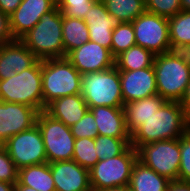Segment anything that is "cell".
Here are the masks:
<instances>
[{
  "label": "cell",
  "mask_w": 190,
  "mask_h": 191,
  "mask_svg": "<svg viewBox=\"0 0 190 191\" xmlns=\"http://www.w3.org/2000/svg\"><path fill=\"white\" fill-rule=\"evenodd\" d=\"M18 182L38 191H56L48 162L20 168Z\"/></svg>",
  "instance_id": "603a6c76"
},
{
  "label": "cell",
  "mask_w": 190,
  "mask_h": 191,
  "mask_svg": "<svg viewBox=\"0 0 190 191\" xmlns=\"http://www.w3.org/2000/svg\"><path fill=\"white\" fill-rule=\"evenodd\" d=\"M89 110L84 98L80 94L60 97L45 107V112L53 118L60 120L66 126L76 124Z\"/></svg>",
  "instance_id": "ffe728a7"
},
{
  "label": "cell",
  "mask_w": 190,
  "mask_h": 191,
  "mask_svg": "<svg viewBox=\"0 0 190 191\" xmlns=\"http://www.w3.org/2000/svg\"><path fill=\"white\" fill-rule=\"evenodd\" d=\"M14 41L10 31L9 16L0 10V45Z\"/></svg>",
  "instance_id": "d590c367"
},
{
  "label": "cell",
  "mask_w": 190,
  "mask_h": 191,
  "mask_svg": "<svg viewBox=\"0 0 190 191\" xmlns=\"http://www.w3.org/2000/svg\"><path fill=\"white\" fill-rule=\"evenodd\" d=\"M155 55L139 45H133L115 57V67L119 71H131L153 66Z\"/></svg>",
  "instance_id": "d4e9b609"
},
{
  "label": "cell",
  "mask_w": 190,
  "mask_h": 191,
  "mask_svg": "<svg viewBox=\"0 0 190 191\" xmlns=\"http://www.w3.org/2000/svg\"><path fill=\"white\" fill-rule=\"evenodd\" d=\"M103 2L110 15L119 23H132L146 11L145 0H105Z\"/></svg>",
  "instance_id": "4316f807"
},
{
  "label": "cell",
  "mask_w": 190,
  "mask_h": 191,
  "mask_svg": "<svg viewBox=\"0 0 190 191\" xmlns=\"http://www.w3.org/2000/svg\"><path fill=\"white\" fill-rule=\"evenodd\" d=\"M95 139L80 138L75 140L73 159L83 168L90 170L98 161Z\"/></svg>",
  "instance_id": "f1b7e54d"
},
{
  "label": "cell",
  "mask_w": 190,
  "mask_h": 191,
  "mask_svg": "<svg viewBox=\"0 0 190 191\" xmlns=\"http://www.w3.org/2000/svg\"><path fill=\"white\" fill-rule=\"evenodd\" d=\"M56 5V0H22L9 16L14 40H20L40 21L44 13L51 11Z\"/></svg>",
  "instance_id": "5bb4252c"
},
{
  "label": "cell",
  "mask_w": 190,
  "mask_h": 191,
  "mask_svg": "<svg viewBox=\"0 0 190 191\" xmlns=\"http://www.w3.org/2000/svg\"><path fill=\"white\" fill-rule=\"evenodd\" d=\"M136 44L132 23L121 22L113 29L111 53L114 57Z\"/></svg>",
  "instance_id": "f546056e"
},
{
  "label": "cell",
  "mask_w": 190,
  "mask_h": 191,
  "mask_svg": "<svg viewBox=\"0 0 190 191\" xmlns=\"http://www.w3.org/2000/svg\"><path fill=\"white\" fill-rule=\"evenodd\" d=\"M43 110L53 100L81 93L82 74L66 58L41 60Z\"/></svg>",
  "instance_id": "277c9868"
},
{
  "label": "cell",
  "mask_w": 190,
  "mask_h": 191,
  "mask_svg": "<svg viewBox=\"0 0 190 191\" xmlns=\"http://www.w3.org/2000/svg\"><path fill=\"white\" fill-rule=\"evenodd\" d=\"M181 106L184 108L185 113L190 120V83L187 86L186 92L180 101Z\"/></svg>",
  "instance_id": "f35d334b"
},
{
  "label": "cell",
  "mask_w": 190,
  "mask_h": 191,
  "mask_svg": "<svg viewBox=\"0 0 190 191\" xmlns=\"http://www.w3.org/2000/svg\"><path fill=\"white\" fill-rule=\"evenodd\" d=\"M38 58L22 43L14 40L0 45V80L30 68Z\"/></svg>",
  "instance_id": "ac0fdd59"
},
{
  "label": "cell",
  "mask_w": 190,
  "mask_h": 191,
  "mask_svg": "<svg viewBox=\"0 0 190 191\" xmlns=\"http://www.w3.org/2000/svg\"><path fill=\"white\" fill-rule=\"evenodd\" d=\"M137 159V150L130 145L116 157L99 160L89 170L92 191L129 185L132 168Z\"/></svg>",
  "instance_id": "52a82bcc"
},
{
  "label": "cell",
  "mask_w": 190,
  "mask_h": 191,
  "mask_svg": "<svg viewBox=\"0 0 190 191\" xmlns=\"http://www.w3.org/2000/svg\"><path fill=\"white\" fill-rule=\"evenodd\" d=\"M66 58L81 74L103 71L115 66V57L111 50L90 40L72 50Z\"/></svg>",
  "instance_id": "4fadbf2b"
},
{
  "label": "cell",
  "mask_w": 190,
  "mask_h": 191,
  "mask_svg": "<svg viewBox=\"0 0 190 191\" xmlns=\"http://www.w3.org/2000/svg\"><path fill=\"white\" fill-rule=\"evenodd\" d=\"M168 21L171 49L181 51L190 45V11L181 10Z\"/></svg>",
  "instance_id": "484cf974"
},
{
  "label": "cell",
  "mask_w": 190,
  "mask_h": 191,
  "mask_svg": "<svg viewBox=\"0 0 190 191\" xmlns=\"http://www.w3.org/2000/svg\"><path fill=\"white\" fill-rule=\"evenodd\" d=\"M170 180L156 173L137 159L134 163L129 187L132 191H167Z\"/></svg>",
  "instance_id": "7402d4cb"
},
{
  "label": "cell",
  "mask_w": 190,
  "mask_h": 191,
  "mask_svg": "<svg viewBox=\"0 0 190 191\" xmlns=\"http://www.w3.org/2000/svg\"><path fill=\"white\" fill-rule=\"evenodd\" d=\"M39 111L30 106L0 101V145L36 125Z\"/></svg>",
  "instance_id": "7c38bea8"
},
{
  "label": "cell",
  "mask_w": 190,
  "mask_h": 191,
  "mask_svg": "<svg viewBox=\"0 0 190 191\" xmlns=\"http://www.w3.org/2000/svg\"><path fill=\"white\" fill-rule=\"evenodd\" d=\"M97 124L99 135L131 139L127 129L123 107H89Z\"/></svg>",
  "instance_id": "d6986e66"
},
{
  "label": "cell",
  "mask_w": 190,
  "mask_h": 191,
  "mask_svg": "<svg viewBox=\"0 0 190 191\" xmlns=\"http://www.w3.org/2000/svg\"><path fill=\"white\" fill-rule=\"evenodd\" d=\"M182 10L190 11V0H180Z\"/></svg>",
  "instance_id": "ee69618b"
},
{
  "label": "cell",
  "mask_w": 190,
  "mask_h": 191,
  "mask_svg": "<svg viewBox=\"0 0 190 191\" xmlns=\"http://www.w3.org/2000/svg\"><path fill=\"white\" fill-rule=\"evenodd\" d=\"M0 101L24 104L43 111L41 60L13 77L0 80Z\"/></svg>",
  "instance_id": "5b68a950"
},
{
  "label": "cell",
  "mask_w": 190,
  "mask_h": 191,
  "mask_svg": "<svg viewBox=\"0 0 190 191\" xmlns=\"http://www.w3.org/2000/svg\"><path fill=\"white\" fill-rule=\"evenodd\" d=\"M62 36L64 57L72 50L89 41V31L83 19L66 17L62 14Z\"/></svg>",
  "instance_id": "cb8c5ba5"
},
{
  "label": "cell",
  "mask_w": 190,
  "mask_h": 191,
  "mask_svg": "<svg viewBox=\"0 0 190 191\" xmlns=\"http://www.w3.org/2000/svg\"><path fill=\"white\" fill-rule=\"evenodd\" d=\"M119 77L124 104L157 94L153 66L139 70L119 71Z\"/></svg>",
  "instance_id": "9a60e30c"
},
{
  "label": "cell",
  "mask_w": 190,
  "mask_h": 191,
  "mask_svg": "<svg viewBox=\"0 0 190 191\" xmlns=\"http://www.w3.org/2000/svg\"><path fill=\"white\" fill-rule=\"evenodd\" d=\"M157 94L166 101L180 102L190 83V67L181 51L155 55Z\"/></svg>",
  "instance_id": "7a4b0ae2"
},
{
  "label": "cell",
  "mask_w": 190,
  "mask_h": 191,
  "mask_svg": "<svg viewBox=\"0 0 190 191\" xmlns=\"http://www.w3.org/2000/svg\"><path fill=\"white\" fill-rule=\"evenodd\" d=\"M19 169L16 167L7 150L0 145V181L15 184L18 181Z\"/></svg>",
  "instance_id": "e575fe53"
},
{
  "label": "cell",
  "mask_w": 190,
  "mask_h": 191,
  "mask_svg": "<svg viewBox=\"0 0 190 191\" xmlns=\"http://www.w3.org/2000/svg\"><path fill=\"white\" fill-rule=\"evenodd\" d=\"M138 160L170 181L178 180L180 167L179 138L156 141L137 149Z\"/></svg>",
  "instance_id": "9c48e42d"
},
{
  "label": "cell",
  "mask_w": 190,
  "mask_h": 191,
  "mask_svg": "<svg viewBox=\"0 0 190 191\" xmlns=\"http://www.w3.org/2000/svg\"><path fill=\"white\" fill-rule=\"evenodd\" d=\"M58 9L66 17L84 19L97 0H56Z\"/></svg>",
  "instance_id": "4dcf8cb0"
},
{
  "label": "cell",
  "mask_w": 190,
  "mask_h": 191,
  "mask_svg": "<svg viewBox=\"0 0 190 191\" xmlns=\"http://www.w3.org/2000/svg\"><path fill=\"white\" fill-rule=\"evenodd\" d=\"M22 0H0V10L10 16L17 7L21 4Z\"/></svg>",
  "instance_id": "8d00e7d4"
},
{
  "label": "cell",
  "mask_w": 190,
  "mask_h": 191,
  "mask_svg": "<svg viewBox=\"0 0 190 191\" xmlns=\"http://www.w3.org/2000/svg\"><path fill=\"white\" fill-rule=\"evenodd\" d=\"M167 191H190V183L179 180L170 181Z\"/></svg>",
  "instance_id": "74e56055"
},
{
  "label": "cell",
  "mask_w": 190,
  "mask_h": 191,
  "mask_svg": "<svg viewBox=\"0 0 190 191\" xmlns=\"http://www.w3.org/2000/svg\"><path fill=\"white\" fill-rule=\"evenodd\" d=\"M56 191H92L89 170L74 160L49 163Z\"/></svg>",
  "instance_id": "2e32d148"
},
{
  "label": "cell",
  "mask_w": 190,
  "mask_h": 191,
  "mask_svg": "<svg viewBox=\"0 0 190 191\" xmlns=\"http://www.w3.org/2000/svg\"><path fill=\"white\" fill-rule=\"evenodd\" d=\"M189 129L190 120L180 102L166 101L131 134L130 145L137 150L144 144L180 138Z\"/></svg>",
  "instance_id": "6da1fadb"
},
{
  "label": "cell",
  "mask_w": 190,
  "mask_h": 191,
  "mask_svg": "<svg viewBox=\"0 0 190 191\" xmlns=\"http://www.w3.org/2000/svg\"><path fill=\"white\" fill-rule=\"evenodd\" d=\"M146 11L159 16L170 18L181 10L180 0H145Z\"/></svg>",
  "instance_id": "1f68e13d"
},
{
  "label": "cell",
  "mask_w": 190,
  "mask_h": 191,
  "mask_svg": "<svg viewBox=\"0 0 190 191\" xmlns=\"http://www.w3.org/2000/svg\"><path fill=\"white\" fill-rule=\"evenodd\" d=\"M36 124L42 133L48 163L73 159L76 139L70 127L44 110L38 113Z\"/></svg>",
  "instance_id": "ba28073f"
},
{
  "label": "cell",
  "mask_w": 190,
  "mask_h": 191,
  "mask_svg": "<svg viewBox=\"0 0 190 191\" xmlns=\"http://www.w3.org/2000/svg\"><path fill=\"white\" fill-rule=\"evenodd\" d=\"M180 167L178 180L190 183V129L179 138Z\"/></svg>",
  "instance_id": "836d02e7"
},
{
  "label": "cell",
  "mask_w": 190,
  "mask_h": 191,
  "mask_svg": "<svg viewBox=\"0 0 190 191\" xmlns=\"http://www.w3.org/2000/svg\"><path fill=\"white\" fill-rule=\"evenodd\" d=\"M2 146L18 169L47 162L42 133L37 124L13 135Z\"/></svg>",
  "instance_id": "8fae6325"
},
{
  "label": "cell",
  "mask_w": 190,
  "mask_h": 191,
  "mask_svg": "<svg viewBox=\"0 0 190 191\" xmlns=\"http://www.w3.org/2000/svg\"><path fill=\"white\" fill-rule=\"evenodd\" d=\"M130 146V139L98 135L95 148L99 160L109 159L122 154Z\"/></svg>",
  "instance_id": "83f0119b"
},
{
  "label": "cell",
  "mask_w": 190,
  "mask_h": 191,
  "mask_svg": "<svg viewBox=\"0 0 190 191\" xmlns=\"http://www.w3.org/2000/svg\"><path fill=\"white\" fill-rule=\"evenodd\" d=\"M20 40L39 60L64 57L62 12L58 6L44 13Z\"/></svg>",
  "instance_id": "3957f363"
},
{
  "label": "cell",
  "mask_w": 190,
  "mask_h": 191,
  "mask_svg": "<svg viewBox=\"0 0 190 191\" xmlns=\"http://www.w3.org/2000/svg\"><path fill=\"white\" fill-rule=\"evenodd\" d=\"M101 191H132L129 185H122V186H114L111 188H106Z\"/></svg>",
  "instance_id": "ab89813d"
},
{
  "label": "cell",
  "mask_w": 190,
  "mask_h": 191,
  "mask_svg": "<svg viewBox=\"0 0 190 191\" xmlns=\"http://www.w3.org/2000/svg\"><path fill=\"white\" fill-rule=\"evenodd\" d=\"M75 139L91 138L95 139L99 134L94 116L90 110L74 125L70 127Z\"/></svg>",
  "instance_id": "d6a6232c"
},
{
  "label": "cell",
  "mask_w": 190,
  "mask_h": 191,
  "mask_svg": "<svg viewBox=\"0 0 190 191\" xmlns=\"http://www.w3.org/2000/svg\"><path fill=\"white\" fill-rule=\"evenodd\" d=\"M89 31V40L111 50L112 32L119 23L107 11L105 3L96 1L84 17Z\"/></svg>",
  "instance_id": "e0dca14e"
},
{
  "label": "cell",
  "mask_w": 190,
  "mask_h": 191,
  "mask_svg": "<svg viewBox=\"0 0 190 191\" xmlns=\"http://www.w3.org/2000/svg\"><path fill=\"white\" fill-rule=\"evenodd\" d=\"M81 95L89 107H123L119 70L113 66L103 71L82 74Z\"/></svg>",
  "instance_id": "8992f818"
},
{
  "label": "cell",
  "mask_w": 190,
  "mask_h": 191,
  "mask_svg": "<svg viewBox=\"0 0 190 191\" xmlns=\"http://www.w3.org/2000/svg\"><path fill=\"white\" fill-rule=\"evenodd\" d=\"M166 102L160 95L156 94L147 98L125 103L123 106L126 126L132 134L144 120L157 112Z\"/></svg>",
  "instance_id": "44dd1931"
},
{
  "label": "cell",
  "mask_w": 190,
  "mask_h": 191,
  "mask_svg": "<svg viewBox=\"0 0 190 191\" xmlns=\"http://www.w3.org/2000/svg\"><path fill=\"white\" fill-rule=\"evenodd\" d=\"M14 191H38L34 188L21 185L18 181L14 185Z\"/></svg>",
  "instance_id": "b9f144b4"
},
{
  "label": "cell",
  "mask_w": 190,
  "mask_h": 191,
  "mask_svg": "<svg viewBox=\"0 0 190 191\" xmlns=\"http://www.w3.org/2000/svg\"><path fill=\"white\" fill-rule=\"evenodd\" d=\"M181 52L185 56L187 64L190 67V45L186 46Z\"/></svg>",
  "instance_id": "7bdbcfd3"
},
{
  "label": "cell",
  "mask_w": 190,
  "mask_h": 191,
  "mask_svg": "<svg viewBox=\"0 0 190 191\" xmlns=\"http://www.w3.org/2000/svg\"><path fill=\"white\" fill-rule=\"evenodd\" d=\"M14 185L15 184L0 181V191H14Z\"/></svg>",
  "instance_id": "60d3db41"
},
{
  "label": "cell",
  "mask_w": 190,
  "mask_h": 191,
  "mask_svg": "<svg viewBox=\"0 0 190 191\" xmlns=\"http://www.w3.org/2000/svg\"><path fill=\"white\" fill-rule=\"evenodd\" d=\"M132 26L136 45L154 55L172 51L168 18L145 11L132 22Z\"/></svg>",
  "instance_id": "30bf717a"
}]
</instances>
